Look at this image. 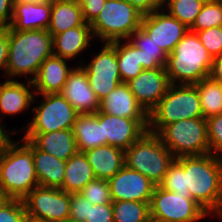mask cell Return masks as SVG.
I'll list each match as a JSON object with an SVG mask.
<instances>
[{
    "mask_svg": "<svg viewBox=\"0 0 222 222\" xmlns=\"http://www.w3.org/2000/svg\"><path fill=\"white\" fill-rule=\"evenodd\" d=\"M159 186L165 190L178 194L182 198H189L185 194V171L183 170V166L176 159L169 166Z\"/></svg>",
    "mask_w": 222,
    "mask_h": 222,
    "instance_id": "35",
    "label": "cell"
},
{
    "mask_svg": "<svg viewBox=\"0 0 222 222\" xmlns=\"http://www.w3.org/2000/svg\"><path fill=\"white\" fill-rule=\"evenodd\" d=\"M3 199L2 195H1V192H0V201Z\"/></svg>",
    "mask_w": 222,
    "mask_h": 222,
    "instance_id": "54",
    "label": "cell"
},
{
    "mask_svg": "<svg viewBox=\"0 0 222 222\" xmlns=\"http://www.w3.org/2000/svg\"><path fill=\"white\" fill-rule=\"evenodd\" d=\"M99 123L102 125L104 145L115 146L124 151L146 131L134 119L112 116L101 111H99Z\"/></svg>",
    "mask_w": 222,
    "mask_h": 222,
    "instance_id": "18",
    "label": "cell"
},
{
    "mask_svg": "<svg viewBox=\"0 0 222 222\" xmlns=\"http://www.w3.org/2000/svg\"><path fill=\"white\" fill-rule=\"evenodd\" d=\"M220 26H222V0H206L189 30L196 32Z\"/></svg>",
    "mask_w": 222,
    "mask_h": 222,
    "instance_id": "33",
    "label": "cell"
},
{
    "mask_svg": "<svg viewBox=\"0 0 222 222\" xmlns=\"http://www.w3.org/2000/svg\"><path fill=\"white\" fill-rule=\"evenodd\" d=\"M89 212V201L81 193H70V218L85 222Z\"/></svg>",
    "mask_w": 222,
    "mask_h": 222,
    "instance_id": "40",
    "label": "cell"
},
{
    "mask_svg": "<svg viewBox=\"0 0 222 222\" xmlns=\"http://www.w3.org/2000/svg\"><path fill=\"white\" fill-rule=\"evenodd\" d=\"M140 27L167 55L173 52L189 30L178 19L165 13V9L143 15Z\"/></svg>",
    "mask_w": 222,
    "mask_h": 222,
    "instance_id": "13",
    "label": "cell"
},
{
    "mask_svg": "<svg viewBox=\"0 0 222 222\" xmlns=\"http://www.w3.org/2000/svg\"><path fill=\"white\" fill-rule=\"evenodd\" d=\"M149 222H160V221H157V220H155V219H150Z\"/></svg>",
    "mask_w": 222,
    "mask_h": 222,
    "instance_id": "53",
    "label": "cell"
},
{
    "mask_svg": "<svg viewBox=\"0 0 222 222\" xmlns=\"http://www.w3.org/2000/svg\"><path fill=\"white\" fill-rule=\"evenodd\" d=\"M67 59L51 55L45 59L34 79L31 81L37 96L43 94L60 93L64 87L69 73L73 70L68 68Z\"/></svg>",
    "mask_w": 222,
    "mask_h": 222,
    "instance_id": "19",
    "label": "cell"
},
{
    "mask_svg": "<svg viewBox=\"0 0 222 222\" xmlns=\"http://www.w3.org/2000/svg\"><path fill=\"white\" fill-rule=\"evenodd\" d=\"M106 0H79L83 18L91 24L101 12Z\"/></svg>",
    "mask_w": 222,
    "mask_h": 222,
    "instance_id": "42",
    "label": "cell"
},
{
    "mask_svg": "<svg viewBox=\"0 0 222 222\" xmlns=\"http://www.w3.org/2000/svg\"><path fill=\"white\" fill-rule=\"evenodd\" d=\"M128 40L141 49V66L143 70L166 66L168 55L153 42L152 38L141 27Z\"/></svg>",
    "mask_w": 222,
    "mask_h": 222,
    "instance_id": "29",
    "label": "cell"
},
{
    "mask_svg": "<svg viewBox=\"0 0 222 222\" xmlns=\"http://www.w3.org/2000/svg\"><path fill=\"white\" fill-rule=\"evenodd\" d=\"M22 139L30 140L39 150L67 161L78 152L72 129L49 133H26Z\"/></svg>",
    "mask_w": 222,
    "mask_h": 222,
    "instance_id": "21",
    "label": "cell"
},
{
    "mask_svg": "<svg viewBox=\"0 0 222 222\" xmlns=\"http://www.w3.org/2000/svg\"><path fill=\"white\" fill-rule=\"evenodd\" d=\"M27 217L58 222L70 217V193L37 186L23 199Z\"/></svg>",
    "mask_w": 222,
    "mask_h": 222,
    "instance_id": "11",
    "label": "cell"
},
{
    "mask_svg": "<svg viewBox=\"0 0 222 222\" xmlns=\"http://www.w3.org/2000/svg\"><path fill=\"white\" fill-rule=\"evenodd\" d=\"M212 62L196 32L188 30L168 55L165 70L171 84L195 85L209 77Z\"/></svg>",
    "mask_w": 222,
    "mask_h": 222,
    "instance_id": "4",
    "label": "cell"
},
{
    "mask_svg": "<svg viewBox=\"0 0 222 222\" xmlns=\"http://www.w3.org/2000/svg\"><path fill=\"white\" fill-rule=\"evenodd\" d=\"M143 14L126 0H106L90 24L93 38L104 43L127 41L140 28Z\"/></svg>",
    "mask_w": 222,
    "mask_h": 222,
    "instance_id": "7",
    "label": "cell"
},
{
    "mask_svg": "<svg viewBox=\"0 0 222 222\" xmlns=\"http://www.w3.org/2000/svg\"><path fill=\"white\" fill-rule=\"evenodd\" d=\"M196 118H203L196 85L171 84L148 114V131L158 134L170 123Z\"/></svg>",
    "mask_w": 222,
    "mask_h": 222,
    "instance_id": "5",
    "label": "cell"
},
{
    "mask_svg": "<svg viewBox=\"0 0 222 222\" xmlns=\"http://www.w3.org/2000/svg\"><path fill=\"white\" fill-rule=\"evenodd\" d=\"M58 222H80V221H77V220L69 217V218L60 220V221H58Z\"/></svg>",
    "mask_w": 222,
    "mask_h": 222,
    "instance_id": "52",
    "label": "cell"
},
{
    "mask_svg": "<svg viewBox=\"0 0 222 222\" xmlns=\"http://www.w3.org/2000/svg\"><path fill=\"white\" fill-rule=\"evenodd\" d=\"M72 130L79 152L104 145L102 125L99 123V111L95 114H79Z\"/></svg>",
    "mask_w": 222,
    "mask_h": 222,
    "instance_id": "27",
    "label": "cell"
},
{
    "mask_svg": "<svg viewBox=\"0 0 222 222\" xmlns=\"http://www.w3.org/2000/svg\"><path fill=\"white\" fill-rule=\"evenodd\" d=\"M23 141V142H22ZM23 145H20V143ZM39 186L33 161V143L11 140L0 151V192L5 199L23 200Z\"/></svg>",
    "mask_w": 222,
    "mask_h": 222,
    "instance_id": "2",
    "label": "cell"
},
{
    "mask_svg": "<svg viewBox=\"0 0 222 222\" xmlns=\"http://www.w3.org/2000/svg\"><path fill=\"white\" fill-rule=\"evenodd\" d=\"M112 201L150 203L155 184L143 174L126 165L108 180Z\"/></svg>",
    "mask_w": 222,
    "mask_h": 222,
    "instance_id": "14",
    "label": "cell"
},
{
    "mask_svg": "<svg viewBox=\"0 0 222 222\" xmlns=\"http://www.w3.org/2000/svg\"><path fill=\"white\" fill-rule=\"evenodd\" d=\"M175 159L160 136L148 130L125 150V165L146 176L156 186Z\"/></svg>",
    "mask_w": 222,
    "mask_h": 222,
    "instance_id": "6",
    "label": "cell"
},
{
    "mask_svg": "<svg viewBox=\"0 0 222 222\" xmlns=\"http://www.w3.org/2000/svg\"><path fill=\"white\" fill-rule=\"evenodd\" d=\"M158 135L175 158L210 153L205 118L182 119L170 123Z\"/></svg>",
    "mask_w": 222,
    "mask_h": 222,
    "instance_id": "8",
    "label": "cell"
},
{
    "mask_svg": "<svg viewBox=\"0 0 222 222\" xmlns=\"http://www.w3.org/2000/svg\"><path fill=\"white\" fill-rule=\"evenodd\" d=\"M196 34L212 58L222 54V26L196 31Z\"/></svg>",
    "mask_w": 222,
    "mask_h": 222,
    "instance_id": "38",
    "label": "cell"
},
{
    "mask_svg": "<svg viewBox=\"0 0 222 222\" xmlns=\"http://www.w3.org/2000/svg\"><path fill=\"white\" fill-rule=\"evenodd\" d=\"M14 1L39 4V3H45V2H52L53 0H14Z\"/></svg>",
    "mask_w": 222,
    "mask_h": 222,
    "instance_id": "48",
    "label": "cell"
},
{
    "mask_svg": "<svg viewBox=\"0 0 222 222\" xmlns=\"http://www.w3.org/2000/svg\"><path fill=\"white\" fill-rule=\"evenodd\" d=\"M25 222H49L43 219H37L34 217H27Z\"/></svg>",
    "mask_w": 222,
    "mask_h": 222,
    "instance_id": "49",
    "label": "cell"
},
{
    "mask_svg": "<svg viewBox=\"0 0 222 222\" xmlns=\"http://www.w3.org/2000/svg\"><path fill=\"white\" fill-rule=\"evenodd\" d=\"M143 15L162 9L161 0H126Z\"/></svg>",
    "mask_w": 222,
    "mask_h": 222,
    "instance_id": "44",
    "label": "cell"
},
{
    "mask_svg": "<svg viewBox=\"0 0 222 222\" xmlns=\"http://www.w3.org/2000/svg\"><path fill=\"white\" fill-rule=\"evenodd\" d=\"M85 222H114L112 203L93 205L89 202V212Z\"/></svg>",
    "mask_w": 222,
    "mask_h": 222,
    "instance_id": "41",
    "label": "cell"
},
{
    "mask_svg": "<svg viewBox=\"0 0 222 222\" xmlns=\"http://www.w3.org/2000/svg\"><path fill=\"white\" fill-rule=\"evenodd\" d=\"M79 193L93 205L112 203L110 185L105 179L96 178L88 182Z\"/></svg>",
    "mask_w": 222,
    "mask_h": 222,
    "instance_id": "36",
    "label": "cell"
},
{
    "mask_svg": "<svg viewBox=\"0 0 222 222\" xmlns=\"http://www.w3.org/2000/svg\"><path fill=\"white\" fill-rule=\"evenodd\" d=\"M33 161L39 186L58 189L62 187L66 161L39 150L34 144Z\"/></svg>",
    "mask_w": 222,
    "mask_h": 222,
    "instance_id": "26",
    "label": "cell"
},
{
    "mask_svg": "<svg viewBox=\"0 0 222 222\" xmlns=\"http://www.w3.org/2000/svg\"><path fill=\"white\" fill-rule=\"evenodd\" d=\"M209 77L222 84V54L213 58Z\"/></svg>",
    "mask_w": 222,
    "mask_h": 222,
    "instance_id": "46",
    "label": "cell"
},
{
    "mask_svg": "<svg viewBox=\"0 0 222 222\" xmlns=\"http://www.w3.org/2000/svg\"><path fill=\"white\" fill-rule=\"evenodd\" d=\"M60 94L79 114H95L99 111L100 101L90 87L85 70L81 66L73 68Z\"/></svg>",
    "mask_w": 222,
    "mask_h": 222,
    "instance_id": "17",
    "label": "cell"
},
{
    "mask_svg": "<svg viewBox=\"0 0 222 222\" xmlns=\"http://www.w3.org/2000/svg\"><path fill=\"white\" fill-rule=\"evenodd\" d=\"M84 154L97 179L109 180L125 166V151L115 146L101 145Z\"/></svg>",
    "mask_w": 222,
    "mask_h": 222,
    "instance_id": "23",
    "label": "cell"
},
{
    "mask_svg": "<svg viewBox=\"0 0 222 222\" xmlns=\"http://www.w3.org/2000/svg\"><path fill=\"white\" fill-rule=\"evenodd\" d=\"M14 0H0V27H9L12 19Z\"/></svg>",
    "mask_w": 222,
    "mask_h": 222,
    "instance_id": "45",
    "label": "cell"
},
{
    "mask_svg": "<svg viewBox=\"0 0 222 222\" xmlns=\"http://www.w3.org/2000/svg\"><path fill=\"white\" fill-rule=\"evenodd\" d=\"M96 179L93 169L84 152H77L66 161L64 180L61 190L79 193L85 185Z\"/></svg>",
    "mask_w": 222,
    "mask_h": 222,
    "instance_id": "28",
    "label": "cell"
},
{
    "mask_svg": "<svg viewBox=\"0 0 222 222\" xmlns=\"http://www.w3.org/2000/svg\"><path fill=\"white\" fill-rule=\"evenodd\" d=\"M26 218L23 200L3 198L0 201V222H25Z\"/></svg>",
    "mask_w": 222,
    "mask_h": 222,
    "instance_id": "37",
    "label": "cell"
},
{
    "mask_svg": "<svg viewBox=\"0 0 222 222\" xmlns=\"http://www.w3.org/2000/svg\"><path fill=\"white\" fill-rule=\"evenodd\" d=\"M122 43L121 40L116 41V56L121 80L126 83L138 76L143 68L141 66V49L134 46L129 40Z\"/></svg>",
    "mask_w": 222,
    "mask_h": 222,
    "instance_id": "30",
    "label": "cell"
},
{
    "mask_svg": "<svg viewBox=\"0 0 222 222\" xmlns=\"http://www.w3.org/2000/svg\"><path fill=\"white\" fill-rule=\"evenodd\" d=\"M9 53V27H0V70H4L8 65Z\"/></svg>",
    "mask_w": 222,
    "mask_h": 222,
    "instance_id": "43",
    "label": "cell"
},
{
    "mask_svg": "<svg viewBox=\"0 0 222 222\" xmlns=\"http://www.w3.org/2000/svg\"><path fill=\"white\" fill-rule=\"evenodd\" d=\"M172 1L175 0H161L162 9H165Z\"/></svg>",
    "mask_w": 222,
    "mask_h": 222,
    "instance_id": "51",
    "label": "cell"
},
{
    "mask_svg": "<svg viewBox=\"0 0 222 222\" xmlns=\"http://www.w3.org/2000/svg\"><path fill=\"white\" fill-rule=\"evenodd\" d=\"M114 222H149V203L139 201H112Z\"/></svg>",
    "mask_w": 222,
    "mask_h": 222,
    "instance_id": "32",
    "label": "cell"
},
{
    "mask_svg": "<svg viewBox=\"0 0 222 222\" xmlns=\"http://www.w3.org/2000/svg\"><path fill=\"white\" fill-rule=\"evenodd\" d=\"M176 160L185 171V194L213 215L222 201V157L208 153Z\"/></svg>",
    "mask_w": 222,
    "mask_h": 222,
    "instance_id": "1",
    "label": "cell"
},
{
    "mask_svg": "<svg viewBox=\"0 0 222 222\" xmlns=\"http://www.w3.org/2000/svg\"><path fill=\"white\" fill-rule=\"evenodd\" d=\"M126 83L137 102L148 114L171 85L165 67L142 70L138 76Z\"/></svg>",
    "mask_w": 222,
    "mask_h": 222,
    "instance_id": "15",
    "label": "cell"
},
{
    "mask_svg": "<svg viewBox=\"0 0 222 222\" xmlns=\"http://www.w3.org/2000/svg\"><path fill=\"white\" fill-rule=\"evenodd\" d=\"M206 120L210 154L222 157V113Z\"/></svg>",
    "mask_w": 222,
    "mask_h": 222,
    "instance_id": "39",
    "label": "cell"
},
{
    "mask_svg": "<svg viewBox=\"0 0 222 222\" xmlns=\"http://www.w3.org/2000/svg\"><path fill=\"white\" fill-rule=\"evenodd\" d=\"M81 25L90 24L85 22L78 0L52 1L50 24L47 29L52 37Z\"/></svg>",
    "mask_w": 222,
    "mask_h": 222,
    "instance_id": "25",
    "label": "cell"
},
{
    "mask_svg": "<svg viewBox=\"0 0 222 222\" xmlns=\"http://www.w3.org/2000/svg\"><path fill=\"white\" fill-rule=\"evenodd\" d=\"M52 2H13L10 26L15 31L47 30L50 24Z\"/></svg>",
    "mask_w": 222,
    "mask_h": 222,
    "instance_id": "20",
    "label": "cell"
},
{
    "mask_svg": "<svg viewBox=\"0 0 222 222\" xmlns=\"http://www.w3.org/2000/svg\"><path fill=\"white\" fill-rule=\"evenodd\" d=\"M39 106L31 109L33 119L27 124L26 133H49L72 129L79 113L60 94H43Z\"/></svg>",
    "mask_w": 222,
    "mask_h": 222,
    "instance_id": "9",
    "label": "cell"
},
{
    "mask_svg": "<svg viewBox=\"0 0 222 222\" xmlns=\"http://www.w3.org/2000/svg\"><path fill=\"white\" fill-rule=\"evenodd\" d=\"M104 114L136 120L146 131L148 130V113L137 102L127 83L122 82L100 101Z\"/></svg>",
    "mask_w": 222,
    "mask_h": 222,
    "instance_id": "16",
    "label": "cell"
},
{
    "mask_svg": "<svg viewBox=\"0 0 222 222\" xmlns=\"http://www.w3.org/2000/svg\"><path fill=\"white\" fill-rule=\"evenodd\" d=\"M216 215L217 217H219L218 219H222V201H221L219 209L214 213L213 217Z\"/></svg>",
    "mask_w": 222,
    "mask_h": 222,
    "instance_id": "50",
    "label": "cell"
},
{
    "mask_svg": "<svg viewBox=\"0 0 222 222\" xmlns=\"http://www.w3.org/2000/svg\"><path fill=\"white\" fill-rule=\"evenodd\" d=\"M206 0H175L165 9L171 16L190 28Z\"/></svg>",
    "mask_w": 222,
    "mask_h": 222,
    "instance_id": "34",
    "label": "cell"
},
{
    "mask_svg": "<svg viewBox=\"0 0 222 222\" xmlns=\"http://www.w3.org/2000/svg\"><path fill=\"white\" fill-rule=\"evenodd\" d=\"M198 90L203 118L208 119L222 113V84L210 77L195 84Z\"/></svg>",
    "mask_w": 222,
    "mask_h": 222,
    "instance_id": "31",
    "label": "cell"
},
{
    "mask_svg": "<svg viewBox=\"0 0 222 222\" xmlns=\"http://www.w3.org/2000/svg\"><path fill=\"white\" fill-rule=\"evenodd\" d=\"M93 38L90 25H81L70 28L65 32L53 36V55L74 59L87 49L89 42Z\"/></svg>",
    "mask_w": 222,
    "mask_h": 222,
    "instance_id": "24",
    "label": "cell"
},
{
    "mask_svg": "<svg viewBox=\"0 0 222 222\" xmlns=\"http://www.w3.org/2000/svg\"><path fill=\"white\" fill-rule=\"evenodd\" d=\"M51 55L53 37L47 30L15 31L9 27L8 65L4 76L11 79L30 75L28 80L32 81L42 62Z\"/></svg>",
    "mask_w": 222,
    "mask_h": 222,
    "instance_id": "3",
    "label": "cell"
},
{
    "mask_svg": "<svg viewBox=\"0 0 222 222\" xmlns=\"http://www.w3.org/2000/svg\"><path fill=\"white\" fill-rule=\"evenodd\" d=\"M150 207V218L160 222H196L209 214L192 198L155 186Z\"/></svg>",
    "mask_w": 222,
    "mask_h": 222,
    "instance_id": "10",
    "label": "cell"
},
{
    "mask_svg": "<svg viewBox=\"0 0 222 222\" xmlns=\"http://www.w3.org/2000/svg\"><path fill=\"white\" fill-rule=\"evenodd\" d=\"M0 124V151L12 140L10 134H15L16 129L14 131L8 132L5 128L6 125ZM5 127V128H4ZM4 128V129H3ZM8 132V133H7ZM10 133V134H9Z\"/></svg>",
    "mask_w": 222,
    "mask_h": 222,
    "instance_id": "47",
    "label": "cell"
},
{
    "mask_svg": "<svg viewBox=\"0 0 222 222\" xmlns=\"http://www.w3.org/2000/svg\"><path fill=\"white\" fill-rule=\"evenodd\" d=\"M28 85V86H26ZM26 85L15 79H7L0 85V112L4 115H15L30 109L31 103L35 100V93L32 90L31 81H27ZM29 87V88H28ZM33 91V93H32ZM35 100V101H34Z\"/></svg>",
    "mask_w": 222,
    "mask_h": 222,
    "instance_id": "22",
    "label": "cell"
},
{
    "mask_svg": "<svg viewBox=\"0 0 222 222\" xmlns=\"http://www.w3.org/2000/svg\"><path fill=\"white\" fill-rule=\"evenodd\" d=\"M104 46L97 55L85 66L90 87L99 101L122 83L116 56V41L103 43Z\"/></svg>",
    "mask_w": 222,
    "mask_h": 222,
    "instance_id": "12",
    "label": "cell"
}]
</instances>
